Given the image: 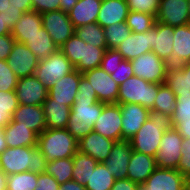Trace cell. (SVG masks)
I'll use <instances>...</instances> for the list:
<instances>
[{
  "instance_id": "cell-1",
  "label": "cell",
  "mask_w": 190,
  "mask_h": 190,
  "mask_svg": "<svg viewBox=\"0 0 190 190\" xmlns=\"http://www.w3.org/2000/svg\"><path fill=\"white\" fill-rule=\"evenodd\" d=\"M172 119L162 112L150 111L147 121L129 141L134 151L156 157L165 131L172 129Z\"/></svg>"
},
{
  "instance_id": "cell-2",
  "label": "cell",
  "mask_w": 190,
  "mask_h": 190,
  "mask_svg": "<svg viewBox=\"0 0 190 190\" xmlns=\"http://www.w3.org/2000/svg\"><path fill=\"white\" fill-rule=\"evenodd\" d=\"M47 161L36 147H7L0 154V168L6 174L31 171L44 173Z\"/></svg>"
},
{
  "instance_id": "cell-3",
  "label": "cell",
  "mask_w": 190,
  "mask_h": 190,
  "mask_svg": "<svg viewBox=\"0 0 190 190\" xmlns=\"http://www.w3.org/2000/svg\"><path fill=\"white\" fill-rule=\"evenodd\" d=\"M78 141L67 129H46L38 135L37 148L47 162L70 158L78 151Z\"/></svg>"
},
{
  "instance_id": "cell-4",
  "label": "cell",
  "mask_w": 190,
  "mask_h": 190,
  "mask_svg": "<svg viewBox=\"0 0 190 190\" xmlns=\"http://www.w3.org/2000/svg\"><path fill=\"white\" fill-rule=\"evenodd\" d=\"M59 50L68 58L77 71L83 73L100 67L107 48L91 46L74 33Z\"/></svg>"
},
{
  "instance_id": "cell-5",
  "label": "cell",
  "mask_w": 190,
  "mask_h": 190,
  "mask_svg": "<svg viewBox=\"0 0 190 190\" xmlns=\"http://www.w3.org/2000/svg\"><path fill=\"white\" fill-rule=\"evenodd\" d=\"M105 103L99 101L75 100L71 106L67 125L68 132L78 141L93 130Z\"/></svg>"
},
{
  "instance_id": "cell-6",
  "label": "cell",
  "mask_w": 190,
  "mask_h": 190,
  "mask_svg": "<svg viewBox=\"0 0 190 190\" xmlns=\"http://www.w3.org/2000/svg\"><path fill=\"white\" fill-rule=\"evenodd\" d=\"M161 85L132 76L119 85L117 104L135 103L151 110Z\"/></svg>"
},
{
  "instance_id": "cell-7",
  "label": "cell",
  "mask_w": 190,
  "mask_h": 190,
  "mask_svg": "<svg viewBox=\"0 0 190 190\" xmlns=\"http://www.w3.org/2000/svg\"><path fill=\"white\" fill-rule=\"evenodd\" d=\"M75 70L74 65L58 50L47 58L40 60L34 76L47 88L54 85L56 80Z\"/></svg>"
},
{
  "instance_id": "cell-8",
  "label": "cell",
  "mask_w": 190,
  "mask_h": 190,
  "mask_svg": "<svg viewBox=\"0 0 190 190\" xmlns=\"http://www.w3.org/2000/svg\"><path fill=\"white\" fill-rule=\"evenodd\" d=\"M134 76L150 83L164 84L168 63L159 58L153 51L144 53L131 60Z\"/></svg>"
},
{
  "instance_id": "cell-9",
  "label": "cell",
  "mask_w": 190,
  "mask_h": 190,
  "mask_svg": "<svg viewBox=\"0 0 190 190\" xmlns=\"http://www.w3.org/2000/svg\"><path fill=\"white\" fill-rule=\"evenodd\" d=\"M183 141V136L175 128L164 132L155 157L158 168H177L183 150Z\"/></svg>"
},
{
  "instance_id": "cell-10",
  "label": "cell",
  "mask_w": 190,
  "mask_h": 190,
  "mask_svg": "<svg viewBox=\"0 0 190 190\" xmlns=\"http://www.w3.org/2000/svg\"><path fill=\"white\" fill-rule=\"evenodd\" d=\"M82 75L89 81L91 88L95 90L99 102L117 104L119 85L110 74L98 67L87 70Z\"/></svg>"
},
{
  "instance_id": "cell-11",
  "label": "cell",
  "mask_w": 190,
  "mask_h": 190,
  "mask_svg": "<svg viewBox=\"0 0 190 190\" xmlns=\"http://www.w3.org/2000/svg\"><path fill=\"white\" fill-rule=\"evenodd\" d=\"M43 28L48 32L53 42L61 46L75 33V28L69 15L61 10L42 13Z\"/></svg>"
},
{
  "instance_id": "cell-12",
  "label": "cell",
  "mask_w": 190,
  "mask_h": 190,
  "mask_svg": "<svg viewBox=\"0 0 190 190\" xmlns=\"http://www.w3.org/2000/svg\"><path fill=\"white\" fill-rule=\"evenodd\" d=\"M122 114L120 104H106L96 120L93 131L113 141L122 140Z\"/></svg>"
},
{
  "instance_id": "cell-13",
  "label": "cell",
  "mask_w": 190,
  "mask_h": 190,
  "mask_svg": "<svg viewBox=\"0 0 190 190\" xmlns=\"http://www.w3.org/2000/svg\"><path fill=\"white\" fill-rule=\"evenodd\" d=\"M185 180L177 169L156 168L138 190H184Z\"/></svg>"
},
{
  "instance_id": "cell-14",
  "label": "cell",
  "mask_w": 190,
  "mask_h": 190,
  "mask_svg": "<svg viewBox=\"0 0 190 190\" xmlns=\"http://www.w3.org/2000/svg\"><path fill=\"white\" fill-rule=\"evenodd\" d=\"M156 22L172 27L190 24L188 0H160Z\"/></svg>"
},
{
  "instance_id": "cell-15",
  "label": "cell",
  "mask_w": 190,
  "mask_h": 190,
  "mask_svg": "<svg viewBox=\"0 0 190 190\" xmlns=\"http://www.w3.org/2000/svg\"><path fill=\"white\" fill-rule=\"evenodd\" d=\"M7 62L14 74L23 78L34 75L39 60L24 43L15 41Z\"/></svg>"
},
{
  "instance_id": "cell-16",
  "label": "cell",
  "mask_w": 190,
  "mask_h": 190,
  "mask_svg": "<svg viewBox=\"0 0 190 190\" xmlns=\"http://www.w3.org/2000/svg\"><path fill=\"white\" fill-rule=\"evenodd\" d=\"M15 93L19 104L42 105L48 97V88L33 75L19 78Z\"/></svg>"
},
{
  "instance_id": "cell-17",
  "label": "cell",
  "mask_w": 190,
  "mask_h": 190,
  "mask_svg": "<svg viewBox=\"0 0 190 190\" xmlns=\"http://www.w3.org/2000/svg\"><path fill=\"white\" fill-rule=\"evenodd\" d=\"M82 73L76 69L69 74H66L59 80L54 82V85L48 88V96L54 101L63 103L71 107L75 102L78 93V85Z\"/></svg>"
},
{
  "instance_id": "cell-18",
  "label": "cell",
  "mask_w": 190,
  "mask_h": 190,
  "mask_svg": "<svg viewBox=\"0 0 190 190\" xmlns=\"http://www.w3.org/2000/svg\"><path fill=\"white\" fill-rule=\"evenodd\" d=\"M133 149L129 140L115 141L109 157L104 161L115 180L127 179L128 164Z\"/></svg>"
},
{
  "instance_id": "cell-19",
  "label": "cell",
  "mask_w": 190,
  "mask_h": 190,
  "mask_svg": "<svg viewBox=\"0 0 190 190\" xmlns=\"http://www.w3.org/2000/svg\"><path fill=\"white\" fill-rule=\"evenodd\" d=\"M115 141L106 138L95 131L78 140V152L93 157L101 163L109 157Z\"/></svg>"
},
{
  "instance_id": "cell-20",
  "label": "cell",
  "mask_w": 190,
  "mask_h": 190,
  "mask_svg": "<svg viewBox=\"0 0 190 190\" xmlns=\"http://www.w3.org/2000/svg\"><path fill=\"white\" fill-rule=\"evenodd\" d=\"M122 114V140H129L147 121L150 110L140 104H120Z\"/></svg>"
},
{
  "instance_id": "cell-21",
  "label": "cell",
  "mask_w": 190,
  "mask_h": 190,
  "mask_svg": "<svg viewBox=\"0 0 190 190\" xmlns=\"http://www.w3.org/2000/svg\"><path fill=\"white\" fill-rule=\"evenodd\" d=\"M174 44V27L156 22L152 27V51L171 66V53Z\"/></svg>"
},
{
  "instance_id": "cell-22",
  "label": "cell",
  "mask_w": 190,
  "mask_h": 190,
  "mask_svg": "<svg viewBox=\"0 0 190 190\" xmlns=\"http://www.w3.org/2000/svg\"><path fill=\"white\" fill-rule=\"evenodd\" d=\"M116 50L128 61L152 51V28L145 33L131 32Z\"/></svg>"
},
{
  "instance_id": "cell-23",
  "label": "cell",
  "mask_w": 190,
  "mask_h": 190,
  "mask_svg": "<svg viewBox=\"0 0 190 190\" xmlns=\"http://www.w3.org/2000/svg\"><path fill=\"white\" fill-rule=\"evenodd\" d=\"M12 120L35 131L38 135L47 129L42 105L19 104L12 115Z\"/></svg>"
},
{
  "instance_id": "cell-24",
  "label": "cell",
  "mask_w": 190,
  "mask_h": 190,
  "mask_svg": "<svg viewBox=\"0 0 190 190\" xmlns=\"http://www.w3.org/2000/svg\"><path fill=\"white\" fill-rule=\"evenodd\" d=\"M7 147H36L38 134L17 121L11 120L4 128Z\"/></svg>"
},
{
  "instance_id": "cell-25",
  "label": "cell",
  "mask_w": 190,
  "mask_h": 190,
  "mask_svg": "<svg viewBox=\"0 0 190 190\" xmlns=\"http://www.w3.org/2000/svg\"><path fill=\"white\" fill-rule=\"evenodd\" d=\"M156 168L155 157L133 150L127 167V179L138 184L144 183Z\"/></svg>"
},
{
  "instance_id": "cell-26",
  "label": "cell",
  "mask_w": 190,
  "mask_h": 190,
  "mask_svg": "<svg viewBox=\"0 0 190 190\" xmlns=\"http://www.w3.org/2000/svg\"><path fill=\"white\" fill-rule=\"evenodd\" d=\"M129 7L126 0H102L97 23L102 27L126 21Z\"/></svg>"
},
{
  "instance_id": "cell-27",
  "label": "cell",
  "mask_w": 190,
  "mask_h": 190,
  "mask_svg": "<svg viewBox=\"0 0 190 190\" xmlns=\"http://www.w3.org/2000/svg\"><path fill=\"white\" fill-rule=\"evenodd\" d=\"M47 129H66L71 107L51 99L49 96L42 104Z\"/></svg>"
},
{
  "instance_id": "cell-28",
  "label": "cell",
  "mask_w": 190,
  "mask_h": 190,
  "mask_svg": "<svg viewBox=\"0 0 190 190\" xmlns=\"http://www.w3.org/2000/svg\"><path fill=\"white\" fill-rule=\"evenodd\" d=\"M101 3L102 0H79L68 14L74 28L97 23Z\"/></svg>"
},
{
  "instance_id": "cell-29",
  "label": "cell",
  "mask_w": 190,
  "mask_h": 190,
  "mask_svg": "<svg viewBox=\"0 0 190 190\" xmlns=\"http://www.w3.org/2000/svg\"><path fill=\"white\" fill-rule=\"evenodd\" d=\"M42 27L41 13L31 10L23 13L20 20L12 29L11 35L16 42L25 43L29 37L38 33Z\"/></svg>"
},
{
  "instance_id": "cell-30",
  "label": "cell",
  "mask_w": 190,
  "mask_h": 190,
  "mask_svg": "<svg viewBox=\"0 0 190 190\" xmlns=\"http://www.w3.org/2000/svg\"><path fill=\"white\" fill-rule=\"evenodd\" d=\"M171 66H179L190 61V24L174 27V44Z\"/></svg>"
},
{
  "instance_id": "cell-31",
  "label": "cell",
  "mask_w": 190,
  "mask_h": 190,
  "mask_svg": "<svg viewBox=\"0 0 190 190\" xmlns=\"http://www.w3.org/2000/svg\"><path fill=\"white\" fill-rule=\"evenodd\" d=\"M165 84L175 96L190 94V63L179 66H169Z\"/></svg>"
},
{
  "instance_id": "cell-32",
  "label": "cell",
  "mask_w": 190,
  "mask_h": 190,
  "mask_svg": "<svg viewBox=\"0 0 190 190\" xmlns=\"http://www.w3.org/2000/svg\"><path fill=\"white\" fill-rule=\"evenodd\" d=\"M40 61L59 50L48 32L42 27L24 43Z\"/></svg>"
},
{
  "instance_id": "cell-33",
  "label": "cell",
  "mask_w": 190,
  "mask_h": 190,
  "mask_svg": "<svg viewBox=\"0 0 190 190\" xmlns=\"http://www.w3.org/2000/svg\"><path fill=\"white\" fill-rule=\"evenodd\" d=\"M98 162L91 156L76 152L73 156L72 180L85 186Z\"/></svg>"
},
{
  "instance_id": "cell-34",
  "label": "cell",
  "mask_w": 190,
  "mask_h": 190,
  "mask_svg": "<svg viewBox=\"0 0 190 190\" xmlns=\"http://www.w3.org/2000/svg\"><path fill=\"white\" fill-rule=\"evenodd\" d=\"M45 173L53 176L59 184L72 180L73 157L60 158L47 162Z\"/></svg>"
},
{
  "instance_id": "cell-35",
  "label": "cell",
  "mask_w": 190,
  "mask_h": 190,
  "mask_svg": "<svg viewBox=\"0 0 190 190\" xmlns=\"http://www.w3.org/2000/svg\"><path fill=\"white\" fill-rule=\"evenodd\" d=\"M114 176L107 166L101 162L98 163L91 173L85 188L87 190H110L114 184Z\"/></svg>"
},
{
  "instance_id": "cell-36",
  "label": "cell",
  "mask_w": 190,
  "mask_h": 190,
  "mask_svg": "<svg viewBox=\"0 0 190 190\" xmlns=\"http://www.w3.org/2000/svg\"><path fill=\"white\" fill-rule=\"evenodd\" d=\"M75 35L91 46L107 48L104 28H102L98 23H90L75 28Z\"/></svg>"
},
{
  "instance_id": "cell-37",
  "label": "cell",
  "mask_w": 190,
  "mask_h": 190,
  "mask_svg": "<svg viewBox=\"0 0 190 190\" xmlns=\"http://www.w3.org/2000/svg\"><path fill=\"white\" fill-rule=\"evenodd\" d=\"M176 96L174 92L164 83L158 88L153 108L150 111L162 112L172 117L175 109Z\"/></svg>"
},
{
  "instance_id": "cell-38",
  "label": "cell",
  "mask_w": 190,
  "mask_h": 190,
  "mask_svg": "<svg viewBox=\"0 0 190 190\" xmlns=\"http://www.w3.org/2000/svg\"><path fill=\"white\" fill-rule=\"evenodd\" d=\"M130 34L131 29L126 21L107 26L104 28L107 49H116Z\"/></svg>"
},
{
  "instance_id": "cell-39",
  "label": "cell",
  "mask_w": 190,
  "mask_h": 190,
  "mask_svg": "<svg viewBox=\"0 0 190 190\" xmlns=\"http://www.w3.org/2000/svg\"><path fill=\"white\" fill-rule=\"evenodd\" d=\"M38 174L31 171L8 175L7 190H35Z\"/></svg>"
},
{
  "instance_id": "cell-40",
  "label": "cell",
  "mask_w": 190,
  "mask_h": 190,
  "mask_svg": "<svg viewBox=\"0 0 190 190\" xmlns=\"http://www.w3.org/2000/svg\"><path fill=\"white\" fill-rule=\"evenodd\" d=\"M156 16L142 12L129 11L126 18V24L130 27L131 32L145 33L154 27Z\"/></svg>"
},
{
  "instance_id": "cell-41",
  "label": "cell",
  "mask_w": 190,
  "mask_h": 190,
  "mask_svg": "<svg viewBox=\"0 0 190 190\" xmlns=\"http://www.w3.org/2000/svg\"><path fill=\"white\" fill-rule=\"evenodd\" d=\"M18 79L7 60L0 59V91H15Z\"/></svg>"
},
{
  "instance_id": "cell-42",
  "label": "cell",
  "mask_w": 190,
  "mask_h": 190,
  "mask_svg": "<svg viewBox=\"0 0 190 190\" xmlns=\"http://www.w3.org/2000/svg\"><path fill=\"white\" fill-rule=\"evenodd\" d=\"M172 119L173 128L182 122V119H190V94L176 97L175 109Z\"/></svg>"
},
{
  "instance_id": "cell-43",
  "label": "cell",
  "mask_w": 190,
  "mask_h": 190,
  "mask_svg": "<svg viewBox=\"0 0 190 190\" xmlns=\"http://www.w3.org/2000/svg\"><path fill=\"white\" fill-rule=\"evenodd\" d=\"M129 11L155 15L159 9L160 0H126Z\"/></svg>"
},
{
  "instance_id": "cell-44",
  "label": "cell",
  "mask_w": 190,
  "mask_h": 190,
  "mask_svg": "<svg viewBox=\"0 0 190 190\" xmlns=\"http://www.w3.org/2000/svg\"><path fill=\"white\" fill-rule=\"evenodd\" d=\"M124 58L116 49H107L104 53L100 67L108 74L114 73Z\"/></svg>"
},
{
  "instance_id": "cell-45",
  "label": "cell",
  "mask_w": 190,
  "mask_h": 190,
  "mask_svg": "<svg viewBox=\"0 0 190 190\" xmlns=\"http://www.w3.org/2000/svg\"><path fill=\"white\" fill-rule=\"evenodd\" d=\"M114 71L115 72L110 75L118 85H121L130 77L134 76L131 61L125 59L122 60L121 64H119V66Z\"/></svg>"
},
{
  "instance_id": "cell-46",
  "label": "cell",
  "mask_w": 190,
  "mask_h": 190,
  "mask_svg": "<svg viewBox=\"0 0 190 190\" xmlns=\"http://www.w3.org/2000/svg\"><path fill=\"white\" fill-rule=\"evenodd\" d=\"M78 93L75 100L99 101L94 89L91 88L89 81L82 76L78 85Z\"/></svg>"
},
{
  "instance_id": "cell-47",
  "label": "cell",
  "mask_w": 190,
  "mask_h": 190,
  "mask_svg": "<svg viewBox=\"0 0 190 190\" xmlns=\"http://www.w3.org/2000/svg\"><path fill=\"white\" fill-rule=\"evenodd\" d=\"M182 147L181 158L176 169L180 171L184 177H190V139H184Z\"/></svg>"
},
{
  "instance_id": "cell-48",
  "label": "cell",
  "mask_w": 190,
  "mask_h": 190,
  "mask_svg": "<svg viewBox=\"0 0 190 190\" xmlns=\"http://www.w3.org/2000/svg\"><path fill=\"white\" fill-rule=\"evenodd\" d=\"M61 0H32V10L39 13L60 10Z\"/></svg>"
},
{
  "instance_id": "cell-49",
  "label": "cell",
  "mask_w": 190,
  "mask_h": 190,
  "mask_svg": "<svg viewBox=\"0 0 190 190\" xmlns=\"http://www.w3.org/2000/svg\"><path fill=\"white\" fill-rule=\"evenodd\" d=\"M37 186L35 190H59V183L56 179L44 173L38 174Z\"/></svg>"
},
{
  "instance_id": "cell-50",
  "label": "cell",
  "mask_w": 190,
  "mask_h": 190,
  "mask_svg": "<svg viewBox=\"0 0 190 190\" xmlns=\"http://www.w3.org/2000/svg\"><path fill=\"white\" fill-rule=\"evenodd\" d=\"M15 39L11 34H4L0 36V59L7 60L12 51Z\"/></svg>"
},
{
  "instance_id": "cell-51",
  "label": "cell",
  "mask_w": 190,
  "mask_h": 190,
  "mask_svg": "<svg viewBox=\"0 0 190 190\" xmlns=\"http://www.w3.org/2000/svg\"><path fill=\"white\" fill-rule=\"evenodd\" d=\"M23 11H21L17 7L10 6V3L6 7L4 11V17L6 18L7 26L12 30L15 24L20 20L21 16L23 15Z\"/></svg>"
},
{
  "instance_id": "cell-52",
  "label": "cell",
  "mask_w": 190,
  "mask_h": 190,
  "mask_svg": "<svg viewBox=\"0 0 190 190\" xmlns=\"http://www.w3.org/2000/svg\"><path fill=\"white\" fill-rule=\"evenodd\" d=\"M18 105L15 91H0V108H18Z\"/></svg>"
},
{
  "instance_id": "cell-53",
  "label": "cell",
  "mask_w": 190,
  "mask_h": 190,
  "mask_svg": "<svg viewBox=\"0 0 190 190\" xmlns=\"http://www.w3.org/2000/svg\"><path fill=\"white\" fill-rule=\"evenodd\" d=\"M139 184L129 179L115 180L110 190H138Z\"/></svg>"
},
{
  "instance_id": "cell-54",
  "label": "cell",
  "mask_w": 190,
  "mask_h": 190,
  "mask_svg": "<svg viewBox=\"0 0 190 190\" xmlns=\"http://www.w3.org/2000/svg\"><path fill=\"white\" fill-rule=\"evenodd\" d=\"M17 108H0V128H4L11 120Z\"/></svg>"
},
{
  "instance_id": "cell-55",
  "label": "cell",
  "mask_w": 190,
  "mask_h": 190,
  "mask_svg": "<svg viewBox=\"0 0 190 190\" xmlns=\"http://www.w3.org/2000/svg\"><path fill=\"white\" fill-rule=\"evenodd\" d=\"M174 128L184 139H190V119H182V122L178 123Z\"/></svg>"
},
{
  "instance_id": "cell-56",
  "label": "cell",
  "mask_w": 190,
  "mask_h": 190,
  "mask_svg": "<svg viewBox=\"0 0 190 190\" xmlns=\"http://www.w3.org/2000/svg\"><path fill=\"white\" fill-rule=\"evenodd\" d=\"M10 6L17 7L23 12L32 10V0H9Z\"/></svg>"
},
{
  "instance_id": "cell-57",
  "label": "cell",
  "mask_w": 190,
  "mask_h": 190,
  "mask_svg": "<svg viewBox=\"0 0 190 190\" xmlns=\"http://www.w3.org/2000/svg\"><path fill=\"white\" fill-rule=\"evenodd\" d=\"M59 190H87L85 186L78 184L76 181L70 180L59 185Z\"/></svg>"
},
{
  "instance_id": "cell-58",
  "label": "cell",
  "mask_w": 190,
  "mask_h": 190,
  "mask_svg": "<svg viewBox=\"0 0 190 190\" xmlns=\"http://www.w3.org/2000/svg\"><path fill=\"white\" fill-rule=\"evenodd\" d=\"M79 0H61L60 1V10L64 13L69 14L71 9L77 4Z\"/></svg>"
},
{
  "instance_id": "cell-59",
  "label": "cell",
  "mask_w": 190,
  "mask_h": 190,
  "mask_svg": "<svg viewBox=\"0 0 190 190\" xmlns=\"http://www.w3.org/2000/svg\"><path fill=\"white\" fill-rule=\"evenodd\" d=\"M11 29L6 24L4 12L0 13V36L4 34H11Z\"/></svg>"
},
{
  "instance_id": "cell-60",
  "label": "cell",
  "mask_w": 190,
  "mask_h": 190,
  "mask_svg": "<svg viewBox=\"0 0 190 190\" xmlns=\"http://www.w3.org/2000/svg\"><path fill=\"white\" fill-rule=\"evenodd\" d=\"M7 178L6 175L0 168V190H7Z\"/></svg>"
},
{
  "instance_id": "cell-61",
  "label": "cell",
  "mask_w": 190,
  "mask_h": 190,
  "mask_svg": "<svg viewBox=\"0 0 190 190\" xmlns=\"http://www.w3.org/2000/svg\"><path fill=\"white\" fill-rule=\"evenodd\" d=\"M7 149L6 140L4 137V130L3 128H0V154Z\"/></svg>"
},
{
  "instance_id": "cell-62",
  "label": "cell",
  "mask_w": 190,
  "mask_h": 190,
  "mask_svg": "<svg viewBox=\"0 0 190 190\" xmlns=\"http://www.w3.org/2000/svg\"><path fill=\"white\" fill-rule=\"evenodd\" d=\"M9 4V0H0V13L6 10V7Z\"/></svg>"
},
{
  "instance_id": "cell-63",
  "label": "cell",
  "mask_w": 190,
  "mask_h": 190,
  "mask_svg": "<svg viewBox=\"0 0 190 190\" xmlns=\"http://www.w3.org/2000/svg\"><path fill=\"white\" fill-rule=\"evenodd\" d=\"M184 190H190V177H186Z\"/></svg>"
},
{
  "instance_id": "cell-64",
  "label": "cell",
  "mask_w": 190,
  "mask_h": 190,
  "mask_svg": "<svg viewBox=\"0 0 190 190\" xmlns=\"http://www.w3.org/2000/svg\"><path fill=\"white\" fill-rule=\"evenodd\" d=\"M188 4H189V15H190V0H188Z\"/></svg>"
}]
</instances>
